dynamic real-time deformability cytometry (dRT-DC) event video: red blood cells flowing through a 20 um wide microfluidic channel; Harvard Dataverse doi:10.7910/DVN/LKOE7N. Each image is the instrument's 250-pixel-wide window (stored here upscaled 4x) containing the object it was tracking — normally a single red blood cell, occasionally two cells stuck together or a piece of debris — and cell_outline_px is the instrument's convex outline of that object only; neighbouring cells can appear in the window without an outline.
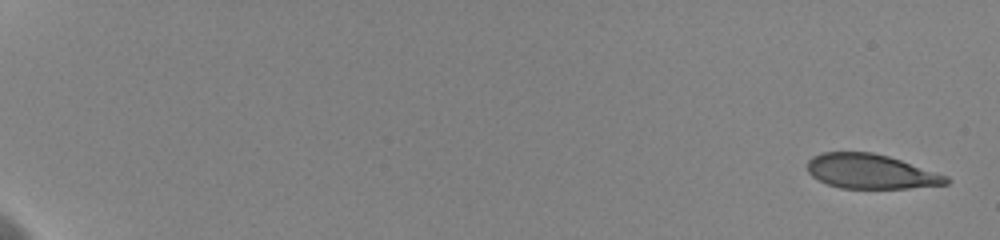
{"species": "human", "species_latin": "Homo sapiens", "temperature_condition": "cold", "stored_images_in_passage": 43, "camera_frame_rate_fps": 3000, "um_per_image_px": 0.085, "donor": {"sex": "female"}, "frame": {"image": 1, "passage_image": 1, "time_ms": 0.0, "image_size_px": [1000, 240], "cell_outline_px": [[952, 180], [948, 184], [908, 188], [840, 188], [828, 184], [812, 176], [808, 172], [808, 160], [812, 156], [824, 152], [872, 152], [888, 156], [948, 176]], "centroid_in_image_um": [74.02, 14.57], "position_along_channel_um": 11.0, "area_um2": 27.8}}